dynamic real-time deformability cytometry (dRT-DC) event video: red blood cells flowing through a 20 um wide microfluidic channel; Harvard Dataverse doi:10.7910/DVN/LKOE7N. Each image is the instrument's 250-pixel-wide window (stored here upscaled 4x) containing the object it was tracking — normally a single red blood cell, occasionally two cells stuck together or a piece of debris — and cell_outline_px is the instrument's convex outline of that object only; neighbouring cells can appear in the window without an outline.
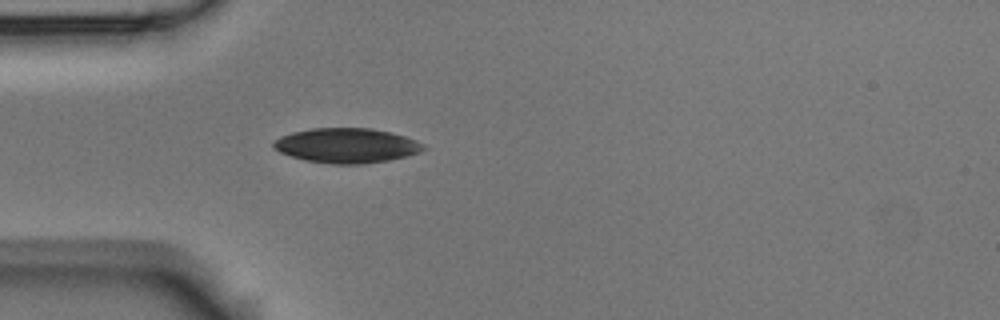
{"species": "Egyptian fruit bat (a non-hibernating species)", "species_latin": "Rousettus aegyptiacus", "temperature_condition": "room temperature", "stored_images_in_passage": 3, "camera_frame_rate_fps": 3000, "um_per_image_px": 0.085, "animal": {"sex": "male"}, "frame": {"image": 1, "passage_image": 3, "time_ms": 0.667, "image_size_px": [1000, 320], "cell_outline_px": [[428, 148], [420, 152], [388, 160], [360, 164], [332, 164], [304, 160], [280, 152], [272, 148], [272, 144], [280, 136], [292, 132], [312, 128], [372, 128], [392, 132], [416, 140], [424, 144]], "centroid_in_image_um": [29.46, 12.36], "position_along_channel_um": 55.5, "area_um2": 30.4}}